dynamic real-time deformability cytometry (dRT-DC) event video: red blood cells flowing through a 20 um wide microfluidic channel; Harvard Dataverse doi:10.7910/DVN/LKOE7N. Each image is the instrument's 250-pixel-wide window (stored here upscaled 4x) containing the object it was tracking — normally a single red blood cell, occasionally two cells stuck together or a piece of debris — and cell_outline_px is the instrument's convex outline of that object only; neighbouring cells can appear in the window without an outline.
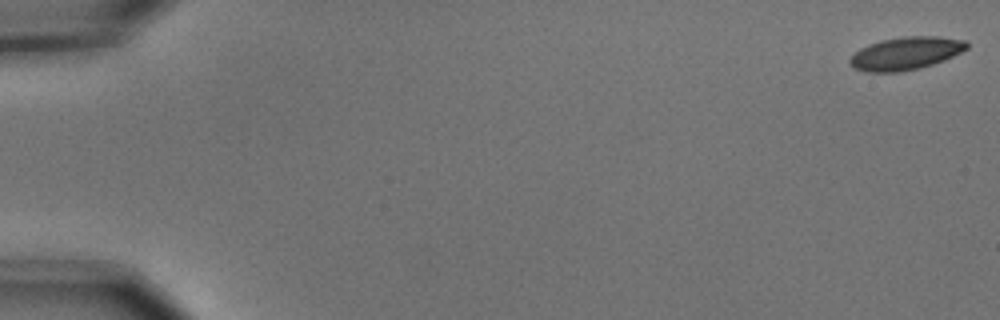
{"species": "common noctule bat (a hibernating species)", "species_latin": "Nyctalus noctula", "temperature_condition": "cold", "stored_images_in_passage": 10, "camera_frame_rate_fps": 3000, "um_per_image_px": 0.085, "animal": {"sex": "male", "body_mass_g": 15.6}, "frame": {"image": 1, "passage_image": 1, "time_ms": 0.0, "image_size_px": [1000, 320], "cell_outline_px": [[968, 48], [944, 60], [920, 68], [900, 72], [868, 72], [856, 68], [848, 60], [860, 48], [868, 44], [880, 40], [904, 36], [940, 36], [968, 40]], "centroid_in_image_um": [77.02, 4.52], "position_along_channel_um": 8.0, "area_um2": 22.37}}
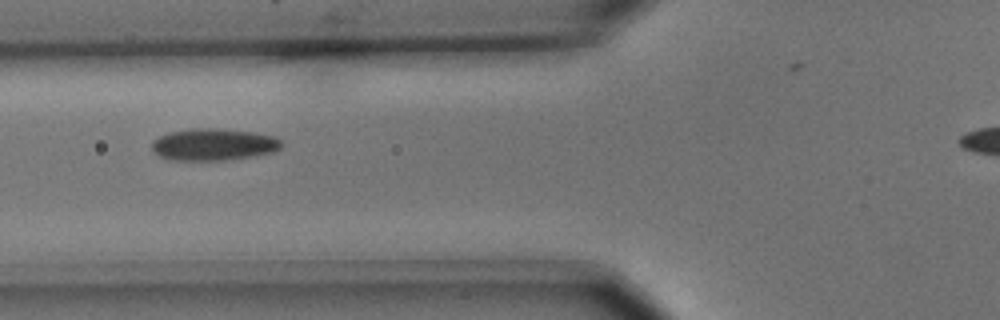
{"frame": {"image": 2, "passage_image": 7, "time_ms": 2.0, "image_size_px": [1000, 320], "cell_outline_px": [[284, 144], [276, 152], [256, 156], [224, 160], [172, 160], [160, 156], [152, 148], [152, 140], [168, 132], [188, 128], [216, 128], [256, 132], [272, 136], [280, 140]], "centroid_in_image_um": [18.18, 12.27], "position_along_channel_um": 107.6, "area_um2": 24.39}}
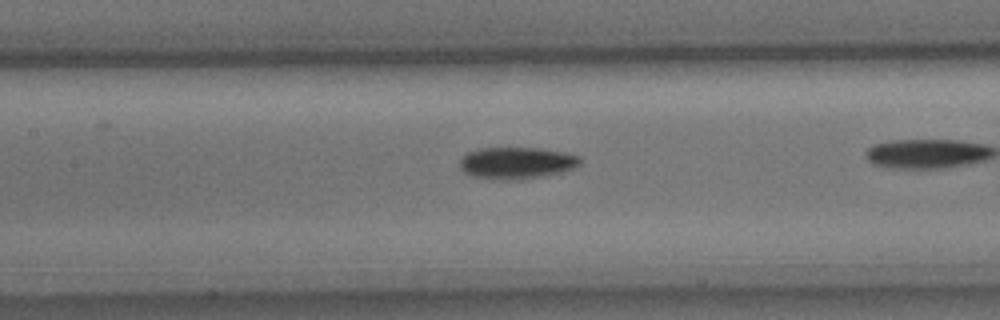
{"frame": {"image": 3, "passage_image": 10, "time_ms": 3.0, "image_size_px": [1000, 320], "cell_outline_px": [[580, 164], [572, 168], [560, 172], [544, 176], [516, 180], [500, 180], [472, 176], [464, 172], [460, 168], [460, 156], [468, 152], [480, 148], [540, 148], [564, 152], [580, 156]], "centroid_in_image_um": [43.88, 13.85], "position_along_channel_um": 163.5, "area_um2": 22.37}}